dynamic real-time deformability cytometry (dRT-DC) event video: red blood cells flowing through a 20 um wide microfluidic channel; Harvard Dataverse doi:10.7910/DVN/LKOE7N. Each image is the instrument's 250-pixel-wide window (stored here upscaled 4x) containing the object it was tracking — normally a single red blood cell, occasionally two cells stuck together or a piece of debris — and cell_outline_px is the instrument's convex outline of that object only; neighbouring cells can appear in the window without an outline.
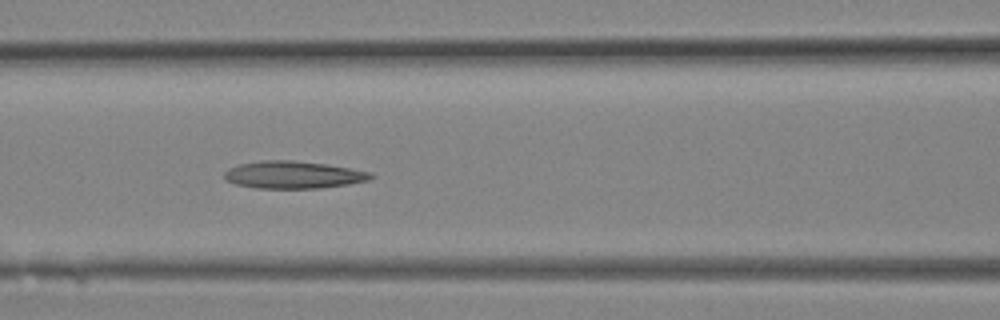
{"species": "Egyptian fruit bat (a non-hibernating species)", "species_latin": "Rousettus aegyptiacus", "temperature_condition": "room temperature", "stored_images_in_passage": 13, "camera_frame_rate_fps": 3000, "um_per_image_px": 0.085, "animal": {"sex": "female"}, "frame": {"image": 1, "passage_image": 10, "time_ms": 3.0, "image_size_px": [1000, 320], "cell_outline_px": [[376, 176], [368, 180], [348, 184], [320, 188], [256, 188], [236, 184], [224, 180], [224, 172], [228, 168], [240, 164], [260, 160], [292, 160], [324, 164], [372, 172]], "centroid_in_image_um": [24.9, 14.86], "position_along_channel_um": 141.7, "area_um2": 23.35}}
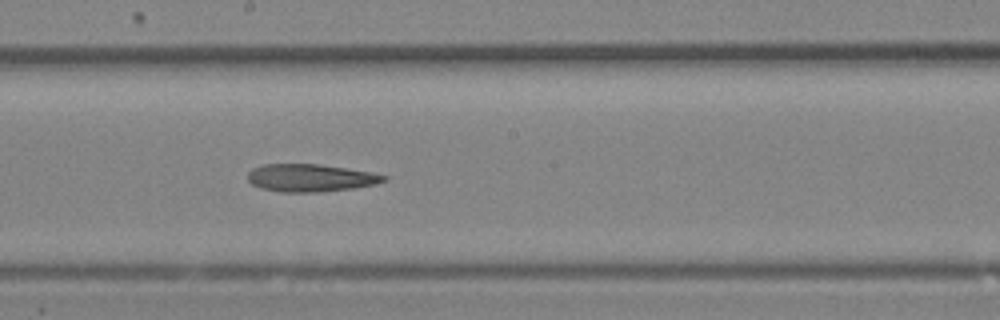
{"frame": {"image": 2, "passage_image": 13, "time_ms": 4.0, "image_size_px": [1000, 320], "cell_outline_px": [[388, 180], [376, 184], [352, 188], [320, 192], [280, 192], [260, 188], [252, 184], [248, 180], [248, 172], [252, 168], [264, 164], [316, 164], [372, 172], [388, 176]], "centroid_in_image_um": [26.38, 15.12], "position_along_channel_um": 221.8, "area_um2": 21.91}}